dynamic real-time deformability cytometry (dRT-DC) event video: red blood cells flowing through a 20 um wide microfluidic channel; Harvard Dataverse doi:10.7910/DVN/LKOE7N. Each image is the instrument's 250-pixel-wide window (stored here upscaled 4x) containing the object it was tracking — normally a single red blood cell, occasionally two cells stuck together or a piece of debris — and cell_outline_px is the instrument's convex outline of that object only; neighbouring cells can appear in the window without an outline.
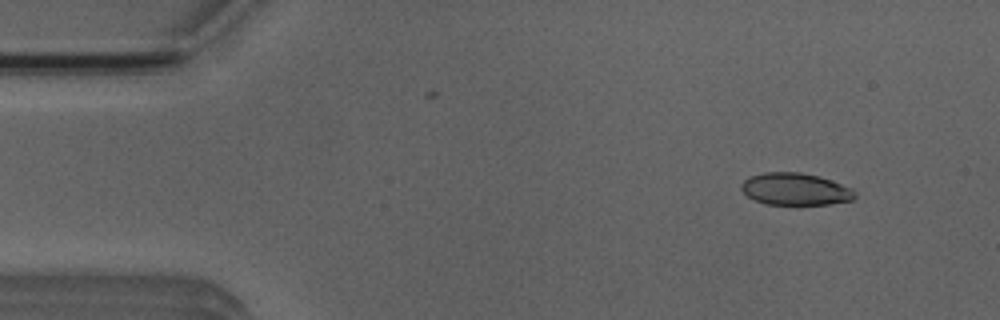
{"species": "Egyptian fruit bat (a non-hibernating species)", "species_latin": "Rousettus aegyptiacus", "temperature_condition": "room temperature", "stored_images_in_passage": 52, "camera_frame_rate_fps": 3000, "um_per_image_px": 0.085, "animal": {"sex": "male"}, "frame": {"image": 1, "passage_image": 5, "time_ms": 1.333, "image_size_px": [1000, 320], "cell_outline_px": [[856, 196], [852, 200], [828, 204], [768, 204], [756, 200], [748, 196], [740, 188], [740, 184], [744, 180], [752, 176], [764, 172], [800, 172], [820, 176], [852, 188], [856, 192]], "centroid_in_image_um": [67.62, 16.06], "position_along_channel_um": 17.4, "area_um2": 21.15}}
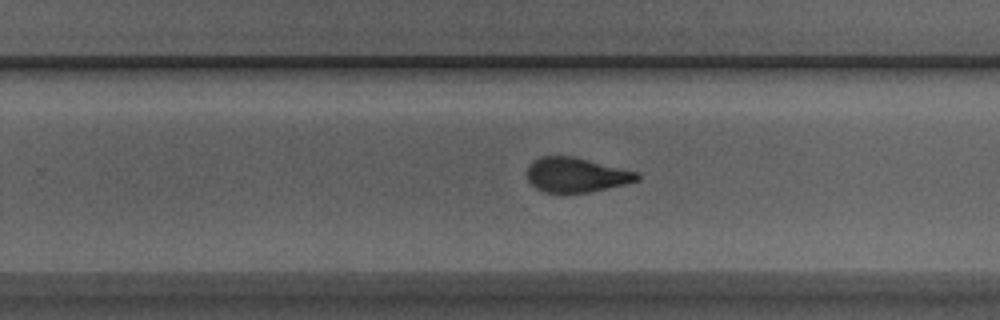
{"frame": {"image": 2, "passage_image": 32, "time_ms": 10.333, "image_size_px": [1000, 320], "cell_outline_px": [[640, 180], [624, 184], [588, 192], [564, 196], [560, 196], [540, 192], [528, 180], [528, 164], [532, 160], [540, 156], [576, 156], [640, 172]], "centroid_in_image_um": [48.95, 14.89], "position_along_channel_um": 280.8, "area_um2": 23.18}}
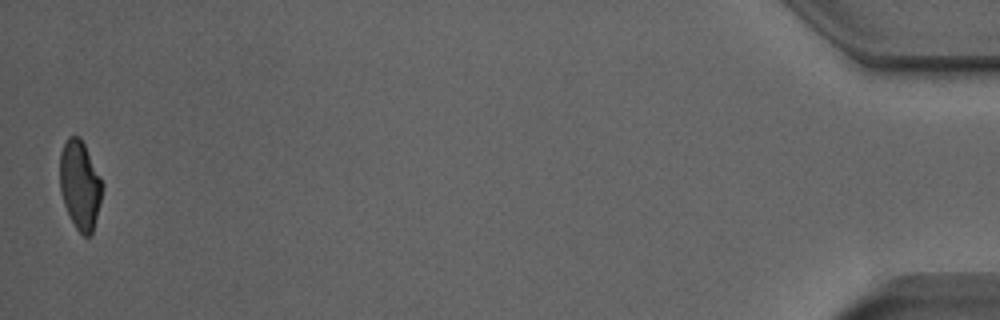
{"frame": {"image": 3, "passage_image": 51, "time_ms": 16.667, "image_size_px": [1000, 320], "cell_outline_px": [[104, 184], [92, 232], [88, 236], [84, 236], [76, 228], [64, 204], [60, 192], [60, 152], [68, 136], [80, 136]], "centroid_in_image_um": [6.78, 15.68], "position_along_channel_um": 428.4, "area_um2": 21.62}}